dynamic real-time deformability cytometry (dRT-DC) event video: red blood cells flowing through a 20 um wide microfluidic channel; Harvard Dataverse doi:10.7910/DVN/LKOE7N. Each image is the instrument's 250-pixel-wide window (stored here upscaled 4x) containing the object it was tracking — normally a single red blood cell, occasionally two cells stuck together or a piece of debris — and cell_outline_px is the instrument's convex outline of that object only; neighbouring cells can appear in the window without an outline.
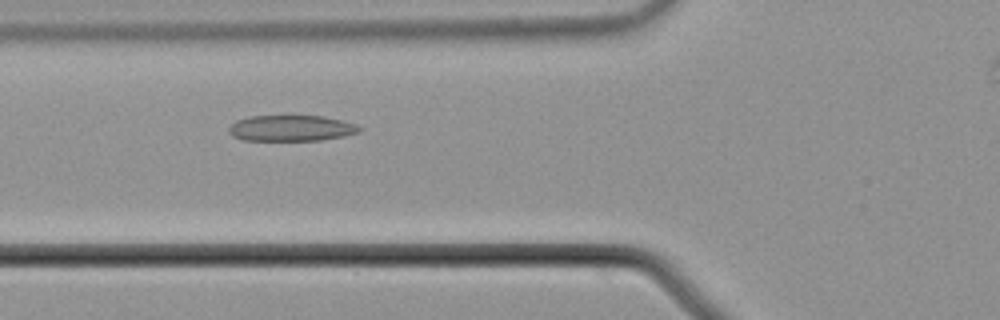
{"species": "common noctule bat (a hibernating species)", "species_latin": "Nyctalus noctula", "temperature_condition": "cold", "stored_images_in_passage": 45, "camera_frame_rate_fps": 3000, "um_per_image_px": 0.085, "animal": {"sex": "male", "body_mass_g": 21.5, "forearm_length_mm": 52.0}, "frame": {"image": 1, "passage_image": 17, "time_ms": 5.333, "image_size_px": [1000, 320], "cell_outline_px": [[364, 128], [360, 132], [344, 136], [324, 140], [244, 140], [232, 136], [228, 132], [228, 128], [236, 120], [248, 116], [324, 116], [356, 124]], "centroid_in_image_um": [24.77, 10.89], "position_along_channel_um": 101.0, "area_um2": 19.83}}
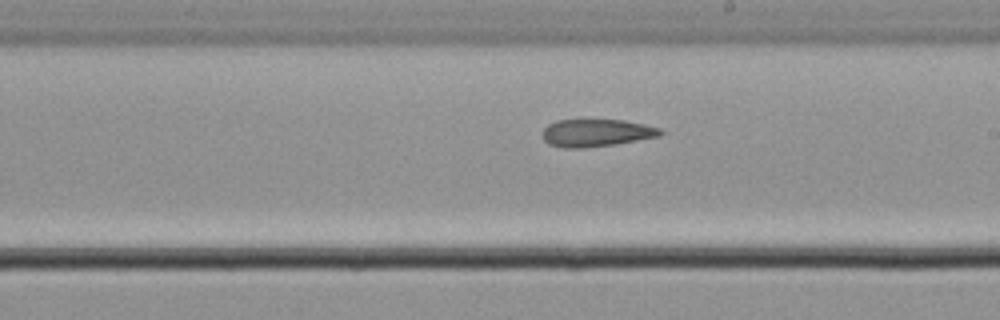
{"frame": {"image": 2, "passage_image": 28, "time_ms": 9.0, "image_size_px": [1000, 320], "cell_outline_px": [[664, 132], [660, 136], [616, 144], [584, 148], [560, 148], [548, 144], [544, 140], [544, 128], [548, 124], [556, 120], [624, 120], [644, 124], [660, 128]], "centroid_in_image_um": [50.69, 11.3], "position_along_channel_um": 238.3, "area_um2": 18.96}}
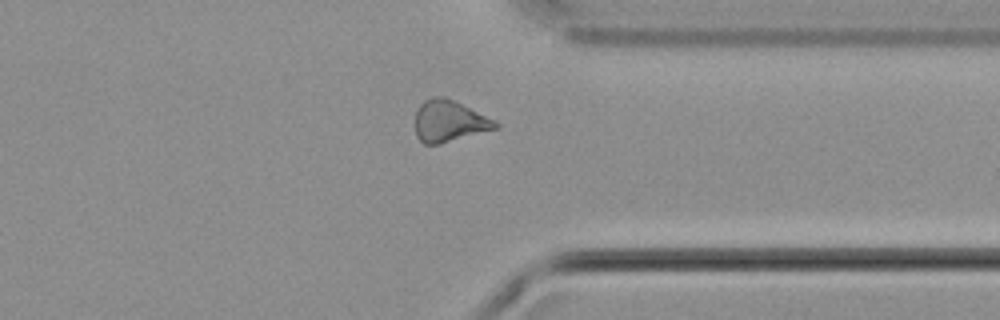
{"frame": {"image": 3, "passage_image": 39, "time_ms": 12.667, "image_size_px": [1000, 320], "cell_outline_px": [[500, 128], [440, 144], [424, 144], [416, 136], [416, 112], [420, 104], [424, 100], [432, 96], [444, 96], [500, 124]], "centroid_in_image_um": [38.15, 10.31], "position_along_channel_um": 373.2, "area_um2": 19.13}}